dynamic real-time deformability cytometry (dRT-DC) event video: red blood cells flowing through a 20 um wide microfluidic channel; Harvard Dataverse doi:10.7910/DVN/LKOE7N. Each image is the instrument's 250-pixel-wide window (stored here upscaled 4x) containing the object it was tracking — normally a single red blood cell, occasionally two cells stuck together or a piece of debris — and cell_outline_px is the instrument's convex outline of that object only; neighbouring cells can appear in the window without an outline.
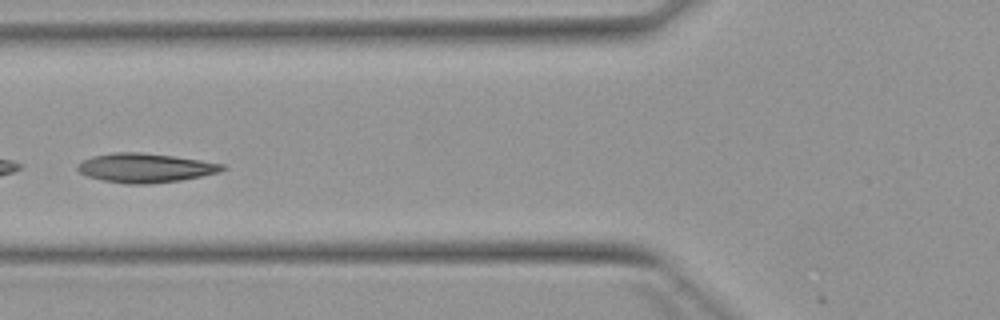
{"species": "Egyptian fruit bat (a non-hibernating species)", "species_latin": "Rousettus aegyptiacus", "temperature_condition": "warm", "stored_images_in_passage": 6, "camera_frame_rate_fps": 3000, "um_per_image_px": 0.085, "animal": {"sex": "female"}, "frame": {"image": 1, "passage_image": 5, "time_ms": 5.0, "image_size_px": [1000, 320], "cell_outline_px": [[228, 168], [216, 172], [200, 176], [180, 180], [148, 184], [128, 184], [104, 180], [88, 176], [80, 172], [76, 168], [76, 164], [92, 156], [112, 152], [140, 152], [172, 156], [228, 164]], "centroid_in_image_um": [12.35, 14.26], "position_along_channel_um": 113.5, "area_um2": 24.51}}
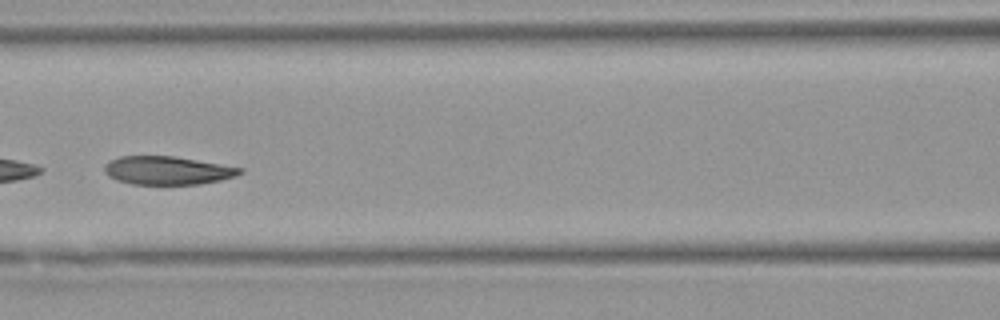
{"frame": {"image": 2, "passage_image": 6, "time_ms": 6.0, "image_size_px": [1000, 320], "cell_outline_px": [[244, 172], [236, 176], [220, 180], [200, 184], [132, 184], [116, 180], [108, 176], [104, 172], [104, 164], [120, 156], [172, 156], [244, 168]], "centroid_in_image_um": [14.23, 14.49], "position_along_channel_um": 152.4, "area_um2": 22.31}}